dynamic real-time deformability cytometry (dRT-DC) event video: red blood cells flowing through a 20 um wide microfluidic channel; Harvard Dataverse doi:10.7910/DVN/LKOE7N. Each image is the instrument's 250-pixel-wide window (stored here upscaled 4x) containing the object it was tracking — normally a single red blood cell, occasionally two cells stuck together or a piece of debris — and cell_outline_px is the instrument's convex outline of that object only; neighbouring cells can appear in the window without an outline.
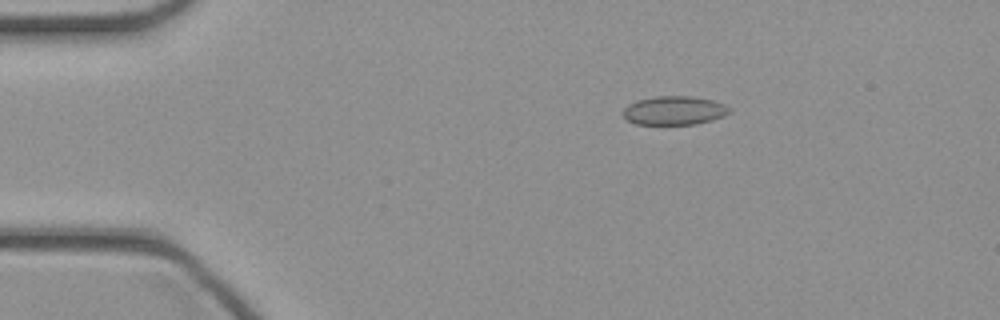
{"species": "common noctule bat (a hibernating species)", "species_latin": "Nyctalus noctula", "temperature_condition": "cold", "stored_images_in_passage": 39, "camera_frame_rate_fps": 3000, "um_per_image_px": 0.085, "animal": {"sex": "female", "body_mass_g": 21.9}, "frame": {"image": 1, "passage_image": 1, "time_ms": 0.0, "image_size_px": [1000, 320], "cell_outline_px": [[732, 112], [724, 116], [712, 120], [696, 124], [636, 124], [628, 120], [624, 116], [624, 108], [628, 104], [636, 100], [656, 96], [692, 96], [712, 100], [724, 104], [732, 108]], "centroid_in_image_um": [57.35, 9.39], "position_along_channel_um": 27.7, "area_um2": 17.92}}
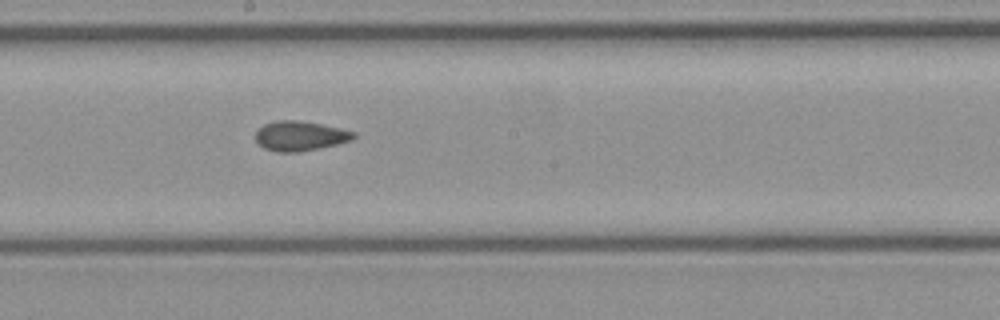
{"frame": {"image": 2, "passage_image": 18, "time_ms": 5.667, "image_size_px": [1000, 320], "cell_outline_px": [[356, 136], [352, 140], [320, 148], [300, 152], [276, 152], [264, 148], [256, 140], [256, 132], [264, 124], [276, 120], [296, 120], [320, 124], [340, 128], [356, 132]], "centroid_in_image_um": [25.51, 11.56], "position_along_channel_um": 222.7, "area_um2": 16.94}}
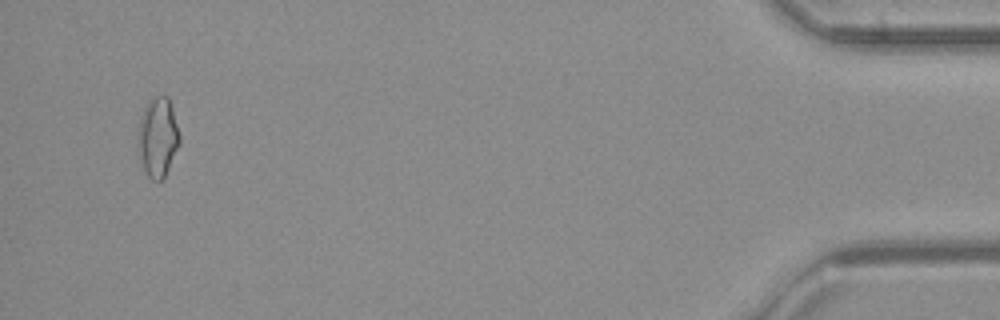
{"frame": {"image": 3, "passage_image": 37, "time_ms": 12.0, "image_size_px": [1000, 320], "cell_outline_px": [[180, 144], [164, 176], [160, 180], [152, 180], [148, 176], [144, 168], [140, 156], [136, 136], [140, 120], [144, 108], [148, 100], [152, 96], [168, 96], [172, 108], [180, 136]], "centroid_in_image_um": [13.4, 11.63], "position_along_channel_um": 421.8, "area_um2": 19.13}}